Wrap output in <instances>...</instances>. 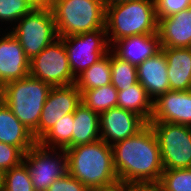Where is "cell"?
Masks as SVG:
<instances>
[{
	"mask_svg": "<svg viewBox=\"0 0 191 191\" xmlns=\"http://www.w3.org/2000/svg\"><path fill=\"white\" fill-rule=\"evenodd\" d=\"M111 146L121 184H158L164 167L157 137L149 123L135 135Z\"/></svg>",
	"mask_w": 191,
	"mask_h": 191,
	"instance_id": "6da1fadb",
	"label": "cell"
},
{
	"mask_svg": "<svg viewBox=\"0 0 191 191\" xmlns=\"http://www.w3.org/2000/svg\"><path fill=\"white\" fill-rule=\"evenodd\" d=\"M68 174L91 191L118 185L112 146L103 140L66 149Z\"/></svg>",
	"mask_w": 191,
	"mask_h": 191,
	"instance_id": "7a4b0ae2",
	"label": "cell"
},
{
	"mask_svg": "<svg viewBox=\"0 0 191 191\" xmlns=\"http://www.w3.org/2000/svg\"><path fill=\"white\" fill-rule=\"evenodd\" d=\"M51 86L31 75L7 82L0 88V100L33 133L38 142V124Z\"/></svg>",
	"mask_w": 191,
	"mask_h": 191,
	"instance_id": "3957f363",
	"label": "cell"
},
{
	"mask_svg": "<svg viewBox=\"0 0 191 191\" xmlns=\"http://www.w3.org/2000/svg\"><path fill=\"white\" fill-rule=\"evenodd\" d=\"M48 6L60 38L106 29L101 0H50Z\"/></svg>",
	"mask_w": 191,
	"mask_h": 191,
	"instance_id": "277c9868",
	"label": "cell"
},
{
	"mask_svg": "<svg viewBox=\"0 0 191 191\" xmlns=\"http://www.w3.org/2000/svg\"><path fill=\"white\" fill-rule=\"evenodd\" d=\"M105 9V28L109 45H112L110 42L114 44L115 41L129 36L158 31L154 1H135ZM109 31L112 32V37L108 36Z\"/></svg>",
	"mask_w": 191,
	"mask_h": 191,
	"instance_id": "5b68a950",
	"label": "cell"
},
{
	"mask_svg": "<svg viewBox=\"0 0 191 191\" xmlns=\"http://www.w3.org/2000/svg\"><path fill=\"white\" fill-rule=\"evenodd\" d=\"M18 21L20 23L10 33L20 42L29 61L58 38L53 13L48 5L35 7Z\"/></svg>",
	"mask_w": 191,
	"mask_h": 191,
	"instance_id": "8992f818",
	"label": "cell"
},
{
	"mask_svg": "<svg viewBox=\"0 0 191 191\" xmlns=\"http://www.w3.org/2000/svg\"><path fill=\"white\" fill-rule=\"evenodd\" d=\"M159 143L164 170L191 168V126L149 122Z\"/></svg>",
	"mask_w": 191,
	"mask_h": 191,
	"instance_id": "52a82bcc",
	"label": "cell"
},
{
	"mask_svg": "<svg viewBox=\"0 0 191 191\" xmlns=\"http://www.w3.org/2000/svg\"><path fill=\"white\" fill-rule=\"evenodd\" d=\"M29 75L49 84L51 87L67 86L76 82L64 41L58 37L30 60Z\"/></svg>",
	"mask_w": 191,
	"mask_h": 191,
	"instance_id": "ba28073f",
	"label": "cell"
},
{
	"mask_svg": "<svg viewBox=\"0 0 191 191\" xmlns=\"http://www.w3.org/2000/svg\"><path fill=\"white\" fill-rule=\"evenodd\" d=\"M62 40L68 54L71 71L75 77H77L76 73L79 72L78 75H80L104 57L110 48H113L107 41L106 29L68 36Z\"/></svg>",
	"mask_w": 191,
	"mask_h": 191,
	"instance_id": "9c48e42d",
	"label": "cell"
},
{
	"mask_svg": "<svg viewBox=\"0 0 191 191\" xmlns=\"http://www.w3.org/2000/svg\"><path fill=\"white\" fill-rule=\"evenodd\" d=\"M56 152V157L50 156L46 147L38 142L24 153L23 162L29 171L34 191H47L53 182L68 173L67 152Z\"/></svg>",
	"mask_w": 191,
	"mask_h": 191,
	"instance_id": "30bf717a",
	"label": "cell"
},
{
	"mask_svg": "<svg viewBox=\"0 0 191 191\" xmlns=\"http://www.w3.org/2000/svg\"><path fill=\"white\" fill-rule=\"evenodd\" d=\"M81 103L76 84L51 87L38 124V141L66 114L74 113Z\"/></svg>",
	"mask_w": 191,
	"mask_h": 191,
	"instance_id": "8fae6325",
	"label": "cell"
},
{
	"mask_svg": "<svg viewBox=\"0 0 191 191\" xmlns=\"http://www.w3.org/2000/svg\"><path fill=\"white\" fill-rule=\"evenodd\" d=\"M99 121L101 140L108 145L135 135L147 124L139 115L120 107H113L101 113Z\"/></svg>",
	"mask_w": 191,
	"mask_h": 191,
	"instance_id": "7c38bea8",
	"label": "cell"
},
{
	"mask_svg": "<svg viewBox=\"0 0 191 191\" xmlns=\"http://www.w3.org/2000/svg\"><path fill=\"white\" fill-rule=\"evenodd\" d=\"M149 122H170L191 126V90H169L153 98Z\"/></svg>",
	"mask_w": 191,
	"mask_h": 191,
	"instance_id": "4fadbf2b",
	"label": "cell"
},
{
	"mask_svg": "<svg viewBox=\"0 0 191 191\" xmlns=\"http://www.w3.org/2000/svg\"><path fill=\"white\" fill-rule=\"evenodd\" d=\"M29 63L20 42L11 33L0 38V88L28 76Z\"/></svg>",
	"mask_w": 191,
	"mask_h": 191,
	"instance_id": "5bb4252c",
	"label": "cell"
},
{
	"mask_svg": "<svg viewBox=\"0 0 191 191\" xmlns=\"http://www.w3.org/2000/svg\"><path fill=\"white\" fill-rule=\"evenodd\" d=\"M157 32L161 48L191 47V7L158 19Z\"/></svg>",
	"mask_w": 191,
	"mask_h": 191,
	"instance_id": "9a60e30c",
	"label": "cell"
},
{
	"mask_svg": "<svg viewBox=\"0 0 191 191\" xmlns=\"http://www.w3.org/2000/svg\"><path fill=\"white\" fill-rule=\"evenodd\" d=\"M114 43L116 51L112 49L111 52L136 67L161 50L158 32L129 36Z\"/></svg>",
	"mask_w": 191,
	"mask_h": 191,
	"instance_id": "2e32d148",
	"label": "cell"
},
{
	"mask_svg": "<svg viewBox=\"0 0 191 191\" xmlns=\"http://www.w3.org/2000/svg\"><path fill=\"white\" fill-rule=\"evenodd\" d=\"M136 68L138 82L146 90L150 98H157L170 90L167 59L162 50L153 57L144 60Z\"/></svg>",
	"mask_w": 191,
	"mask_h": 191,
	"instance_id": "e0dca14e",
	"label": "cell"
},
{
	"mask_svg": "<svg viewBox=\"0 0 191 191\" xmlns=\"http://www.w3.org/2000/svg\"><path fill=\"white\" fill-rule=\"evenodd\" d=\"M167 59L170 90H191V47L161 48Z\"/></svg>",
	"mask_w": 191,
	"mask_h": 191,
	"instance_id": "ac0fdd59",
	"label": "cell"
},
{
	"mask_svg": "<svg viewBox=\"0 0 191 191\" xmlns=\"http://www.w3.org/2000/svg\"><path fill=\"white\" fill-rule=\"evenodd\" d=\"M0 142L18 147L23 153L32 148L37 141L29 131L0 100Z\"/></svg>",
	"mask_w": 191,
	"mask_h": 191,
	"instance_id": "d6986e66",
	"label": "cell"
},
{
	"mask_svg": "<svg viewBox=\"0 0 191 191\" xmlns=\"http://www.w3.org/2000/svg\"><path fill=\"white\" fill-rule=\"evenodd\" d=\"M72 147L101 139L99 114L93 112L82 102L73 113Z\"/></svg>",
	"mask_w": 191,
	"mask_h": 191,
	"instance_id": "ffe728a7",
	"label": "cell"
},
{
	"mask_svg": "<svg viewBox=\"0 0 191 191\" xmlns=\"http://www.w3.org/2000/svg\"><path fill=\"white\" fill-rule=\"evenodd\" d=\"M117 107L133 112L149 123L153 113V99L137 82L127 90L118 91Z\"/></svg>",
	"mask_w": 191,
	"mask_h": 191,
	"instance_id": "44dd1931",
	"label": "cell"
},
{
	"mask_svg": "<svg viewBox=\"0 0 191 191\" xmlns=\"http://www.w3.org/2000/svg\"><path fill=\"white\" fill-rule=\"evenodd\" d=\"M75 84L81 93L111 84V51L78 75Z\"/></svg>",
	"mask_w": 191,
	"mask_h": 191,
	"instance_id": "7402d4cb",
	"label": "cell"
},
{
	"mask_svg": "<svg viewBox=\"0 0 191 191\" xmlns=\"http://www.w3.org/2000/svg\"><path fill=\"white\" fill-rule=\"evenodd\" d=\"M73 122V113L66 114L55 123L54 127L49 130L38 143L51 152L53 151L54 155L56 146L60 150L72 148ZM50 146H52V148Z\"/></svg>",
	"mask_w": 191,
	"mask_h": 191,
	"instance_id": "603a6c76",
	"label": "cell"
},
{
	"mask_svg": "<svg viewBox=\"0 0 191 191\" xmlns=\"http://www.w3.org/2000/svg\"><path fill=\"white\" fill-rule=\"evenodd\" d=\"M117 101L118 90L112 84L87 89L81 93V102L99 115L106 110L117 107Z\"/></svg>",
	"mask_w": 191,
	"mask_h": 191,
	"instance_id": "cb8c5ba5",
	"label": "cell"
},
{
	"mask_svg": "<svg viewBox=\"0 0 191 191\" xmlns=\"http://www.w3.org/2000/svg\"><path fill=\"white\" fill-rule=\"evenodd\" d=\"M138 82L137 68L111 53V84L118 90H127Z\"/></svg>",
	"mask_w": 191,
	"mask_h": 191,
	"instance_id": "d4e9b609",
	"label": "cell"
},
{
	"mask_svg": "<svg viewBox=\"0 0 191 191\" xmlns=\"http://www.w3.org/2000/svg\"><path fill=\"white\" fill-rule=\"evenodd\" d=\"M157 185L162 191H191V168L163 170Z\"/></svg>",
	"mask_w": 191,
	"mask_h": 191,
	"instance_id": "484cf974",
	"label": "cell"
},
{
	"mask_svg": "<svg viewBox=\"0 0 191 191\" xmlns=\"http://www.w3.org/2000/svg\"><path fill=\"white\" fill-rule=\"evenodd\" d=\"M2 191H34L29 171L24 162L4 172Z\"/></svg>",
	"mask_w": 191,
	"mask_h": 191,
	"instance_id": "4316f807",
	"label": "cell"
},
{
	"mask_svg": "<svg viewBox=\"0 0 191 191\" xmlns=\"http://www.w3.org/2000/svg\"><path fill=\"white\" fill-rule=\"evenodd\" d=\"M35 7L29 0H0V20L18 22Z\"/></svg>",
	"mask_w": 191,
	"mask_h": 191,
	"instance_id": "83f0119b",
	"label": "cell"
},
{
	"mask_svg": "<svg viewBox=\"0 0 191 191\" xmlns=\"http://www.w3.org/2000/svg\"><path fill=\"white\" fill-rule=\"evenodd\" d=\"M24 153L10 144L0 142V171L3 173L23 162Z\"/></svg>",
	"mask_w": 191,
	"mask_h": 191,
	"instance_id": "f1b7e54d",
	"label": "cell"
},
{
	"mask_svg": "<svg viewBox=\"0 0 191 191\" xmlns=\"http://www.w3.org/2000/svg\"><path fill=\"white\" fill-rule=\"evenodd\" d=\"M157 19L166 18L191 7V0H154Z\"/></svg>",
	"mask_w": 191,
	"mask_h": 191,
	"instance_id": "f546056e",
	"label": "cell"
},
{
	"mask_svg": "<svg viewBox=\"0 0 191 191\" xmlns=\"http://www.w3.org/2000/svg\"><path fill=\"white\" fill-rule=\"evenodd\" d=\"M47 191H91L87 186L81 183L79 180L66 174L62 178H59L48 187Z\"/></svg>",
	"mask_w": 191,
	"mask_h": 191,
	"instance_id": "4dcf8cb0",
	"label": "cell"
},
{
	"mask_svg": "<svg viewBox=\"0 0 191 191\" xmlns=\"http://www.w3.org/2000/svg\"><path fill=\"white\" fill-rule=\"evenodd\" d=\"M132 191H162L157 184L132 185Z\"/></svg>",
	"mask_w": 191,
	"mask_h": 191,
	"instance_id": "1f68e13d",
	"label": "cell"
},
{
	"mask_svg": "<svg viewBox=\"0 0 191 191\" xmlns=\"http://www.w3.org/2000/svg\"><path fill=\"white\" fill-rule=\"evenodd\" d=\"M104 7H112L114 5L118 4H125V3H130V2H135V1H154V0H101Z\"/></svg>",
	"mask_w": 191,
	"mask_h": 191,
	"instance_id": "d6a6232c",
	"label": "cell"
},
{
	"mask_svg": "<svg viewBox=\"0 0 191 191\" xmlns=\"http://www.w3.org/2000/svg\"><path fill=\"white\" fill-rule=\"evenodd\" d=\"M96 191H132V185L119 183L111 188L96 190Z\"/></svg>",
	"mask_w": 191,
	"mask_h": 191,
	"instance_id": "836d02e7",
	"label": "cell"
},
{
	"mask_svg": "<svg viewBox=\"0 0 191 191\" xmlns=\"http://www.w3.org/2000/svg\"><path fill=\"white\" fill-rule=\"evenodd\" d=\"M31 1L36 7L46 6L49 4V0H29Z\"/></svg>",
	"mask_w": 191,
	"mask_h": 191,
	"instance_id": "e575fe53",
	"label": "cell"
},
{
	"mask_svg": "<svg viewBox=\"0 0 191 191\" xmlns=\"http://www.w3.org/2000/svg\"><path fill=\"white\" fill-rule=\"evenodd\" d=\"M3 172L2 171H0V191H2L3 190Z\"/></svg>",
	"mask_w": 191,
	"mask_h": 191,
	"instance_id": "d590c367",
	"label": "cell"
}]
</instances>
